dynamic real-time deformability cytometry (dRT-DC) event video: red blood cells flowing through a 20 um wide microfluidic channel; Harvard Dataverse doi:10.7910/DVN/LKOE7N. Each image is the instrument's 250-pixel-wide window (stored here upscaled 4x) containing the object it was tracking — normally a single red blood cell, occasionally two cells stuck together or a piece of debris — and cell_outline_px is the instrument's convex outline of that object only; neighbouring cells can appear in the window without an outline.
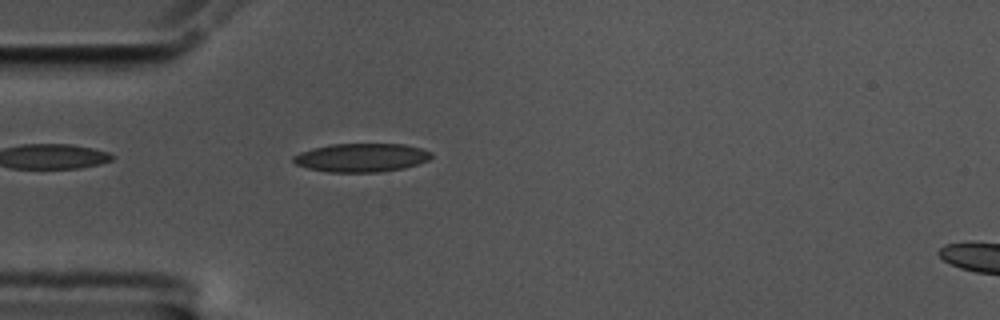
{"species": "common noctule bat (a hibernating species)", "species_latin": "Nyctalus noctula", "temperature_condition": "cold", "stored_images_in_passage": 37, "camera_frame_rate_fps": 3000, "um_per_image_px": 0.085, "animal": {"sex": "male", "body_mass_g": 17.5, "forearm_length_mm": 52.3}, "frame": {"image": 1, "passage_image": 4, "time_ms": 1.0, "image_size_px": [1000, 320], "cell_outline_px": [[432, 156], [428, 160], [404, 168], [380, 172], [328, 172], [308, 168], [296, 164], [292, 160], [292, 156], [300, 152], [312, 148], [332, 144], [404, 144], [420, 148], [432, 152]], "centroid_in_image_um": [30.7, 13.4], "position_along_channel_um": 54.3, "area_um2": 22.95}}
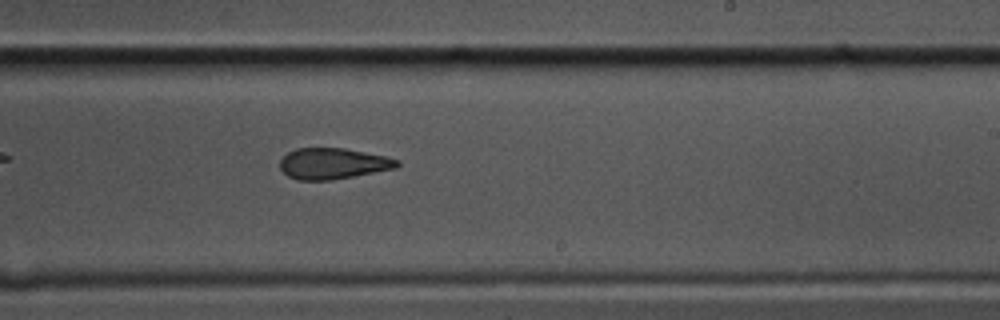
{"frame": {"image": 2, "passage_image": 22, "time_ms": 7.0, "image_size_px": [1000, 320], "cell_outline_px": [[400, 164], [396, 168], [332, 180], [296, 180], [288, 176], [280, 168], [280, 160], [288, 152], [296, 148], [344, 148], [384, 156], [400, 160]], "centroid_in_image_um": [28.29, 13.9], "position_along_channel_um": 260.7, "area_um2": 21.1}}
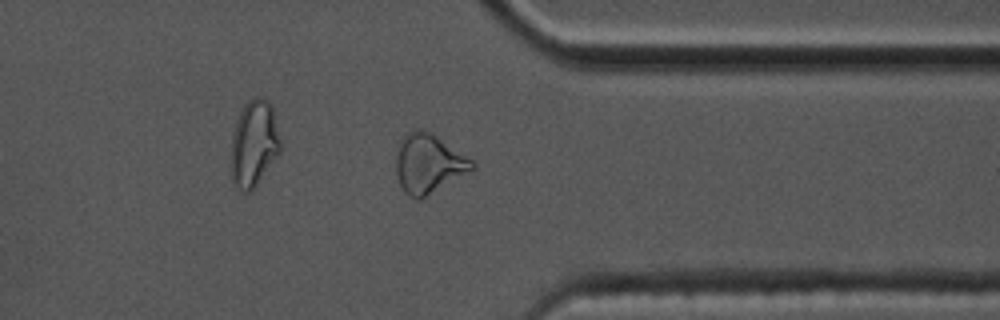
{"frame": {"image": 3, "passage_image": 32, "time_ms": 10.333, "image_size_px": [1000, 320], "cell_outline_px": [[476, 168], [420, 200], [416, 200], [408, 196], [404, 192], [400, 184], [396, 172], [396, 156], [400, 144], [404, 136], [408, 132], [416, 128], [424, 128], [432, 132], [472, 160], [476, 164]], "centroid_in_image_um": [36.43, 13.91], "position_along_channel_um": 375.0, "area_um2": 26.3}, "authors_computed_cell_mechanics": {"area_um2": 22.3686, "velocity_mm_per_s": 3.5434, "shape_relaxation_time_tau1_ms": 8.4671, "shape_relaxation_time_tau2_ms": 3.3885, "deformation_change_tau1": 0.1704, "deformation_change_tau2": 0.1212}}